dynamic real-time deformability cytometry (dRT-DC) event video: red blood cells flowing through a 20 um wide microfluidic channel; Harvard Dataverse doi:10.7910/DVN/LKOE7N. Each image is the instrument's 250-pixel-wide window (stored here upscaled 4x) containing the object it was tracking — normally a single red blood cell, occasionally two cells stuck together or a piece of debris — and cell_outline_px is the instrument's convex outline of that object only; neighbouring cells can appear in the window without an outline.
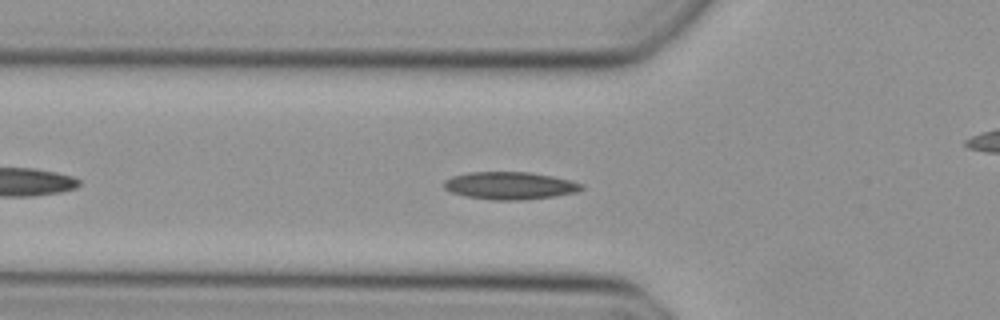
{"species": "Egyptian fruit bat (a non-hibernating species)", "species_latin": "Rousettus aegyptiacus", "temperature_condition": "cold", "stored_images_in_passage": 40, "camera_frame_rate_fps": 3000, "um_per_image_px": 0.085, "animal": {"sex": "female"}, "frame": {"image": 1, "passage_image": 7, "time_ms": 2.0, "image_size_px": [1000, 320], "cell_outline_px": [[584, 188], [576, 192], [556, 196], [520, 200], [492, 200], [468, 196], [452, 192], [444, 188], [444, 180], [452, 176], [468, 172], [528, 172], [552, 176], [572, 180], [584, 184]], "centroid_in_image_um": [43.37, 15.77], "position_along_channel_um": 82.4, "area_um2": 22.08}}
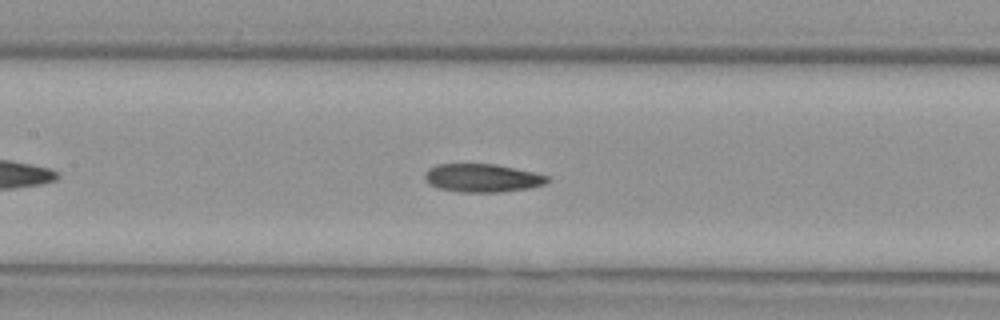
{"frame": {"image": 2, "passage_image": 13, "time_ms": 4.0, "image_size_px": [1000, 320], "cell_outline_px": [[552, 180], [544, 184], [528, 188], [496, 192], [460, 192], [440, 188], [424, 180], [424, 172], [428, 168], [436, 164], [496, 164], [516, 168], [548, 176]], "centroid_in_image_um": [40.98, 15.12], "position_along_channel_um": 166.4, "area_um2": 20.11}}
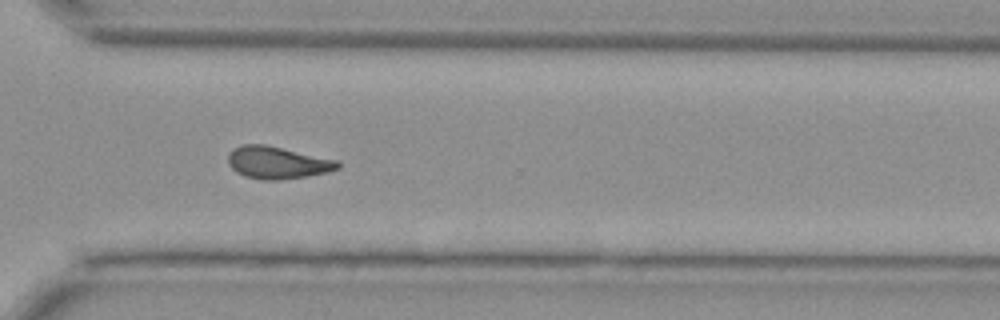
{"frame": {"image": 3, "passage_image": 26, "time_ms": 8.333, "image_size_px": [1000, 320], "cell_outline_px": [[340, 168], [328, 172], [308, 176], [280, 180], [264, 180], [244, 176], [236, 172], [228, 164], [228, 156], [232, 148], [244, 144], [264, 144], [340, 160]], "centroid_in_image_um": [23.6, 13.82], "position_along_channel_um": 347.0, "area_um2": 20.87}}